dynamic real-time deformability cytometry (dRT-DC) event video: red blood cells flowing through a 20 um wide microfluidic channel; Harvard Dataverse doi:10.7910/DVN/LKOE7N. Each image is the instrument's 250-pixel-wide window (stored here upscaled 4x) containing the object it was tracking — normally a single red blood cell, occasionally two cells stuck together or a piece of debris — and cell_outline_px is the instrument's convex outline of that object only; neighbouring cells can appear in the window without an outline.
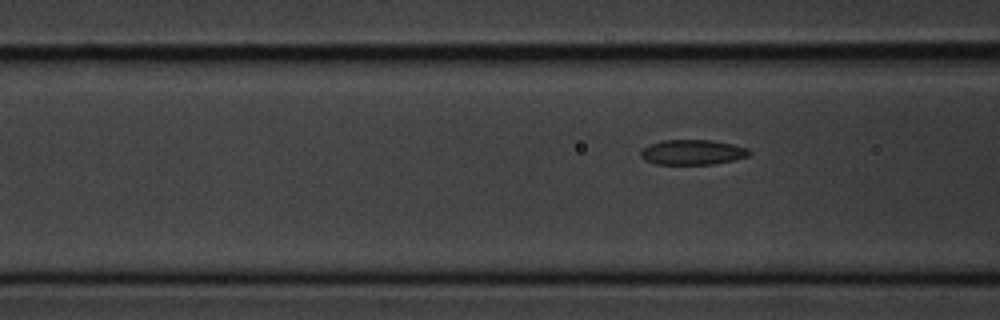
{"species": "common noctule bat (a hibernating species)", "species_latin": "Nyctalus noctula", "temperature_condition": "cold", "stored_images_in_passage": 16, "segment_of_instrument_passage": [1, 2], "camera_frame_rate_fps": 3000, "um_per_image_px": 0.085, "animal": {"sex": "male", "body_mass_g": 20.1, "forearm_length_mm": 53.5}, "frame": {"image": 1, "passage_image": 7, "time_ms": 8.0, "image_size_px": [1000, 320], "cell_outline_px": [[752, 152], [748, 156], [732, 160], [712, 164], [656, 164], [644, 160], [640, 156], [640, 152], [648, 144], [664, 140], [712, 140], [732, 144], [748, 148]], "centroid_in_image_um": [58.85, 12.93], "position_along_channel_um": 107.8, "area_um2": 15.84}}
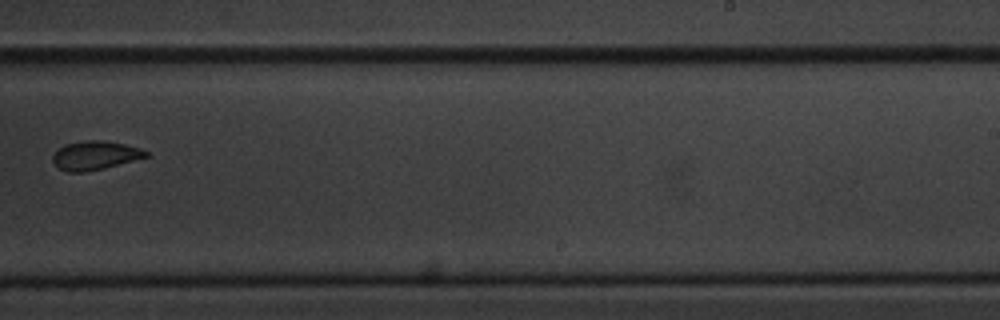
{"frame": {"image": 2, "passage_image": 11, "time_ms": 13.0, "image_size_px": [1000, 320], "cell_outline_px": [[148, 156], [104, 168], [84, 172], [68, 172], [60, 168], [52, 160], [52, 156], [64, 144], [88, 140], [104, 140], [124, 144], [140, 148], [148, 152]], "centroid_in_image_um": [8.07, 13.2], "position_along_channel_um": 280.9, "area_um2": 15.37}}
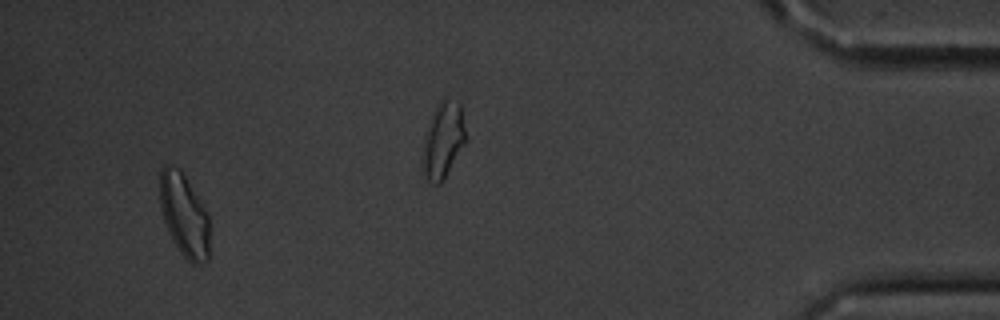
{"frame": {"image": 3, "passage_image": 15, "time_ms": 17.333, "image_size_px": [1000, 320], "cell_outline_px": [[208, 260], [200, 264], [192, 264], [180, 252], [172, 240], [164, 224], [160, 212], [160, 168], [164, 164], [168, 164], [180, 168], [208, 212]], "centroid_in_image_um": [15.62, 18.26], "position_along_channel_um": 419.6, "area_um2": 24.33}}